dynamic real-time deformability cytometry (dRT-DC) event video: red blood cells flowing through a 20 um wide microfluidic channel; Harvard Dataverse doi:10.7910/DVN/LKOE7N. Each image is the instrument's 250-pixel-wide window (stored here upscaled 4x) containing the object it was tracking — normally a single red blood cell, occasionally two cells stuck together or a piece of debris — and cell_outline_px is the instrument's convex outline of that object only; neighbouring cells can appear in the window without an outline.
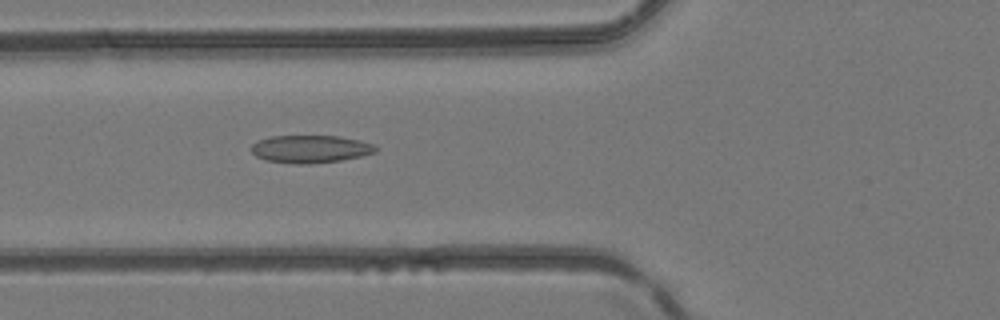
{"species": "common noctule bat (a hibernating species)", "species_latin": "Nyctalus noctula", "temperature_condition": "room temperature", "stored_images_in_passage": 39, "camera_frame_rate_fps": 3000, "um_per_image_px": 0.085, "animal": {"sex": "female", "body_mass_g": 24.6, "forearm_length_mm": 56.2}, "frame": {"image": 1, "passage_image": 9, "time_ms": 2.667, "image_size_px": [1000, 320], "cell_outline_px": [[380, 148], [376, 152], [360, 156], [340, 160], [308, 164], [296, 164], [264, 160], [256, 156], [252, 152], [252, 144], [256, 140], [272, 136], [340, 136], [360, 140], [376, 144]], "centroid_in_image_um": [26.41, 12.66], "position_along_channel_um": 99.4, "area_um2": 20.23}}
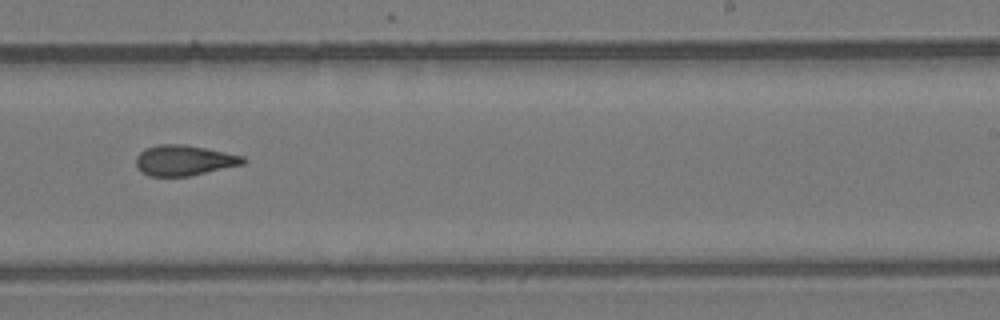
{"frame": {"image": 2, "passage_image": 21, "time_ms": 6.667, "image_size_px": [1000, 320], "cell_outline_px": [[248, 160], [244, 164], [188, 176], [148, 176], [140, 172], [136, 164], [136, 156], [144, 148], [156, 144], [184, 144], [244, 156]], "centroid_in_image_um": [15.62, 13.63], "position_along_channel_um": 273.4, "area_um2": 19.07}}
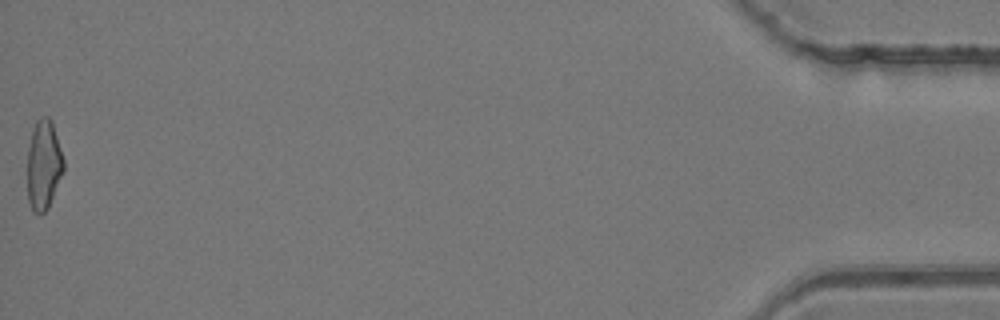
{"frame": {"image": 3, "passage_image": 39, "time_ms": 12.667, "image_size_px": [1000, 320], "cell_outline_px": [[64, 172], [48, 208], [40, 216], [32, 212], [28, 200], [28, 148], [32, 128], [36, 120], [40, 116], [48, 116], [52, 120], [64, 160]], "centroid_in_image_um": [3.71, 14.02], "position_along_channel_um": 431.5, "area_um2": 19.31}}